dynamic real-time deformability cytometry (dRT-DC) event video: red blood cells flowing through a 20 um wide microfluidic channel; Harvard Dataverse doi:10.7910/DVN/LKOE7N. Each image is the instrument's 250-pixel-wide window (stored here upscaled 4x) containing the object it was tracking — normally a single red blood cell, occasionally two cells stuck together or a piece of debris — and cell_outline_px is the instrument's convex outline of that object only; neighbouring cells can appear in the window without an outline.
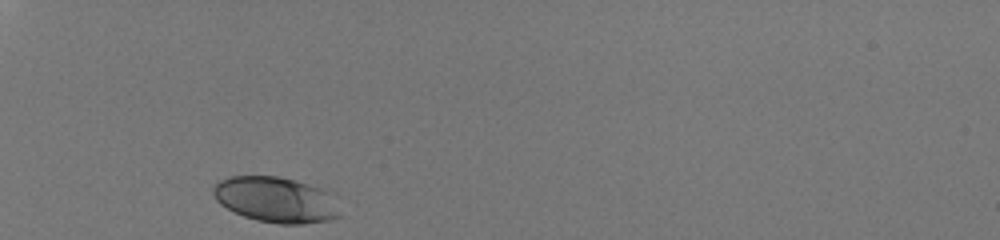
{"species": "human", "species_latin": "Homo sapiens", "temperature_condition": "room temperature", "stored_images_in_passage": 28, "camera_frame_rate_fps": 3000, "um_per_image_px": 0.085, "donor": {"sex": "male"}, "frame": {"image": 1, "passage_image": 1, "time_ms": 0.0, "image_size_px": [1000, 240], "cell_outline_px": [[340, 216], [332, 220], [304, 224], [280, 224], [256, 220], [244, 216], [220, 204], [216, 200], [212, 192], [212, 188], [220, 180], [228, 176], [280, 176], [336, 192]], "centroid_in_image_um": [23.53, 16.97], "position_along_channel_um": 61.5, "area_um2": 34.28}}
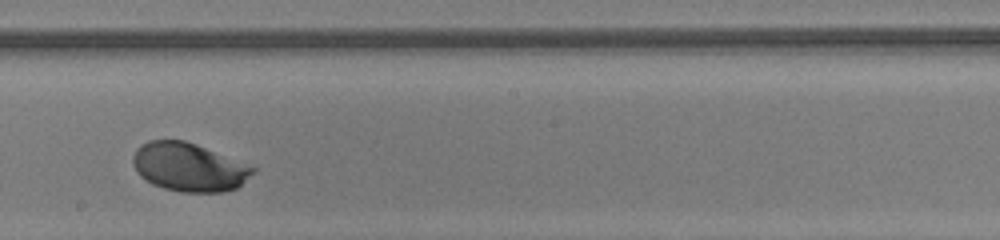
{"frame": {"image": 2, "passage_image": 16, "time_ms": 5.0, "image_size_px": [1000, 240], "cell_outline_px": [[256, 172], [236, 188], [224, 192], [180, 192], [164, 188], [152, 184], [140, 176], [136, 172], [132, 164], [132, 156], [136, 148], [140, 144], [148, 140], [184, 140], [196, 144], [256, 168]], "centroid_in_image_um": [16.01, 14.21], "position_along_channel_um": 232.2, "area_um2": 33.93}}
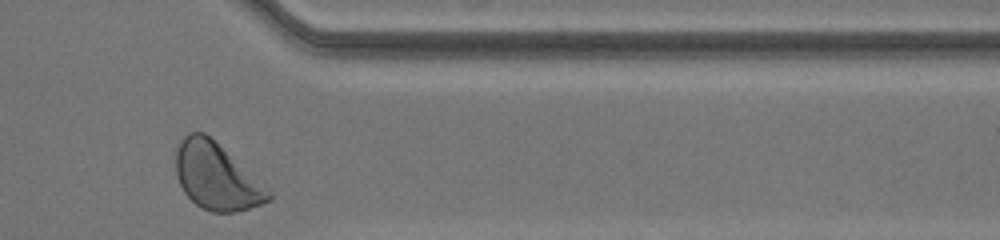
{"frame": {"image": 3, "passage_image": 28, "time_ms": 9.0, "image_size_px": [1000, 240], "cell_outline_px": [[272, 200], [248, 208], [232, 212], [212, 212], [200, 208], [184, 192], [176, 176], [176, 148], [180, 140], [188, 132], [204, 132], [264, 184], [272, 192]], "centroid_in_image_um": [18.38, 15.01], "position_along_channel_um": 393.0, "area_um2": 35.6}, "authors_computed_cell_mechanics": {"area_um2": 33.6396, "velocity_mm_per_s": 4.0457, "shape_relaxation_time_tau1_ms": 1.7058, "shape_relaxation_time_tau2_ms": null, "deformation_change_tau1": 0.1186, "deformation_change_tau2": null}}